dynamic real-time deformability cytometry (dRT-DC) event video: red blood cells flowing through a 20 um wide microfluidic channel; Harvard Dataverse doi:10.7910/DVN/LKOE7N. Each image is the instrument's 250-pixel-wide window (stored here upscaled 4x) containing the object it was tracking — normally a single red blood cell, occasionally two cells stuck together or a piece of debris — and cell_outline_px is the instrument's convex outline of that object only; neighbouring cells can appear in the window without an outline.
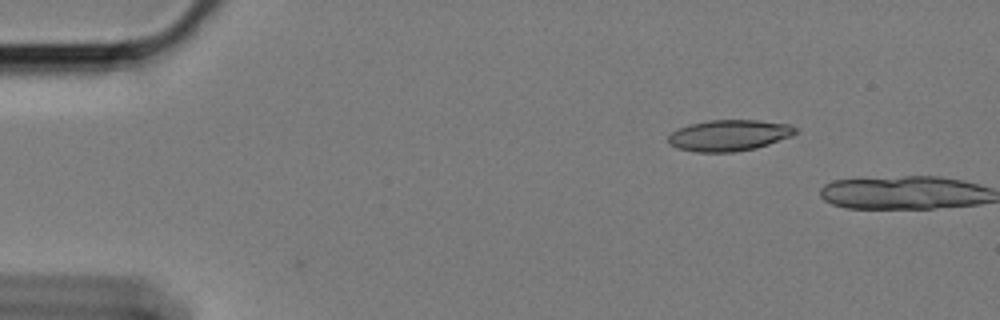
{"species": "Egyptian fruit bat (a non-hibernating species)", "species_latin": "Rousettus aegyptiacus", "temperature_condition": "cold", "stored_images_in_passage": 2, "camera_frame_rate_fps": 3000, "um_per_image_px": 0.085, "animal": {"sex": "female"}, "frame": {"image": 1, "passage_image": 2, "time_ms": 0.333, "image_size_px": [1000, 320], "cell_outline_px": [[796, 132], [792, 136], [756, 148], [736, 152], [696, 152], [676, 148], [668, 144], [668, 136], [672, 132], [688, 124], [708, 120], [760, 120], [788, 124], [796, 128]], "centroid_in_image_um": [61.94, 11.51], "position_along_channel_um": 23.1, "area_um2": 23.18}}